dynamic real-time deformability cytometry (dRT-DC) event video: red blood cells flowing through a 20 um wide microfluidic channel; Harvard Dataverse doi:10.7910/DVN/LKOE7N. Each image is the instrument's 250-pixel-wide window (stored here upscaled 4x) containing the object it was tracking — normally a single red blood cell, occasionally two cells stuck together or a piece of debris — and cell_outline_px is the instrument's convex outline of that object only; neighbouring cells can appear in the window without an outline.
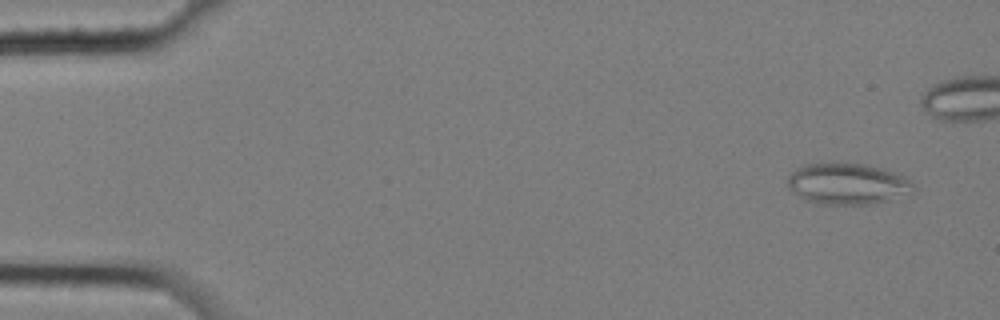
{"species": "common noctule bat (a hibernating species)", "species_latin": "Nyctalus noctula", "temperature_condition": "cold", "stored_images_in_passage": 6, "camera_frame_rate_fps": 3000, "um_per_image_px": 0.085, "animal": {"sex": "female", "body_mass_g": 25.1}, "frame": {"image": 1, "passage_image": 1, "time_ms": 0.0, "image_size_px": [1000, 320], "cell_outline_px": [[912, 192], [908, 196], [872, 204], [816, 204], [804, 200], [792, 192], [788, 188], [788, 176], [796, 168], [808, 164], [832, 160], [868, 164], [884, 168], [904, 176], [912, 184]], "centroid_in_image_um": [72.01, 15.6], "position_along_channel_um": 13.0, "area_um2": 31.15}}